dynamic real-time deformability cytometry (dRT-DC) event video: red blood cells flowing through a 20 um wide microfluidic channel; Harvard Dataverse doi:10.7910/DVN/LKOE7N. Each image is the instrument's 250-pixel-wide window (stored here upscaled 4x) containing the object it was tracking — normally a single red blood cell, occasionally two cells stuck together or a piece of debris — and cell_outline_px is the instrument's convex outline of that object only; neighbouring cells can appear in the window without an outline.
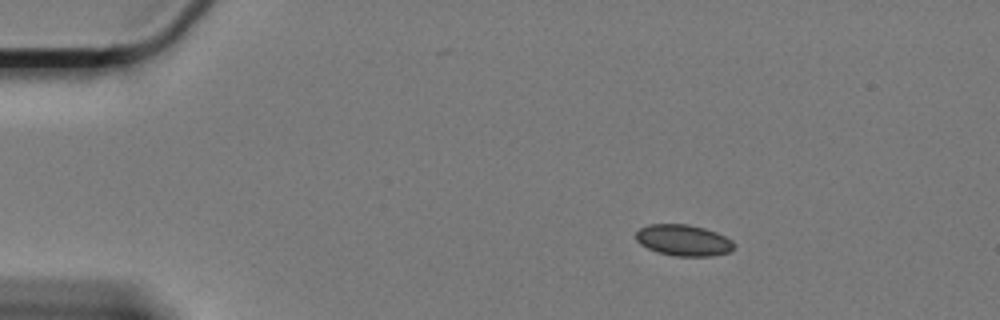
{"species": "Egyptian fruit bat (a non-hibernating species)", "species_latin": "Rousettus aegyptiacus", "temperature_condition": "cold", "stored_images_in_passage": 52, "camera_frame_rate_fps": 3000, "um_per_image_px": 0.085, "animal": {"sex": "female"}, "frame": {"image": 1, "passage_image": 1, "time_ms": 0.0, "image_size_px": [1000, 320], "cell_outline_px": [[732, 252], [712, 256], [676, 256], [656, 252], [640, 244], [636, 240], [636, 232], [640, 228], [648, 224], [688, 224], [704, 228], [716, 232], [732, 240]], "centroid_in_image_um": [58.07, 20.42], "position_along_channel_um": 26.9, "area_um2": 17.86}}
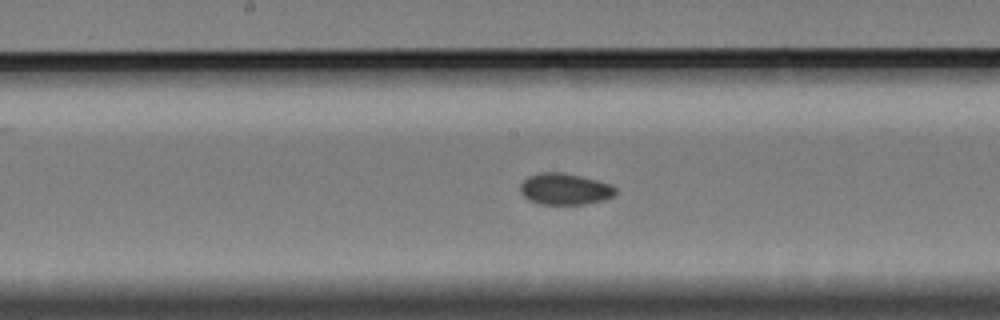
{"frame": {"image": 2, "passage_image": 23, "time_ms": 7.333, "image_size_px": [1000, 320], "cell_outline_px": [[616, 192], [612, 196], [604, 200], [584, 204], [540, 204], [528, 200], [520, 192], [520, 184], [528, 176], [540, 172], [564, 172], [612, 184], [616, 188]], "centroid_in_image_um": [47.99, 16.06], "position_along_channel_um": 200.2, "area_um2": 17.51}}
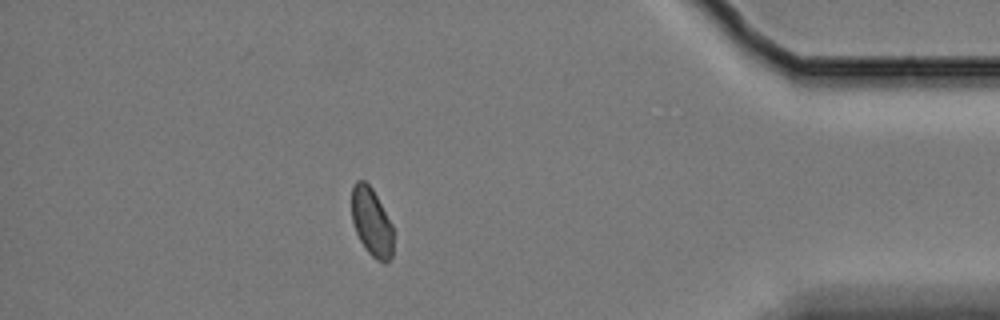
{"frame": {"image": 3, "passage_image": 45, "time_ms": 14.667, "image_size_px": [1000, 320], "cell_outline_px": [[392, 256], [384, 264], [376, 260], [364, 248], [356, 232], [352, 220], [352, 184], [356, 180], [364, 180], [372, 188], [392, 224]], "centroid_in_image_um": [31.57, 18.88], "position_along_channel_um": 403.6, "area_um2": 16.53}, "authors_computed_cell_mechanics": {"area_um2": 17.5134, "velocity_mm_per_s": 3.2929, "shape_relaxation_time_tau1_ms": null, "shape_relaxation_time_tau2_ms": 7.4195, "deformation_change_tau1": null, "deformation_change_tau2": 0.0705}}